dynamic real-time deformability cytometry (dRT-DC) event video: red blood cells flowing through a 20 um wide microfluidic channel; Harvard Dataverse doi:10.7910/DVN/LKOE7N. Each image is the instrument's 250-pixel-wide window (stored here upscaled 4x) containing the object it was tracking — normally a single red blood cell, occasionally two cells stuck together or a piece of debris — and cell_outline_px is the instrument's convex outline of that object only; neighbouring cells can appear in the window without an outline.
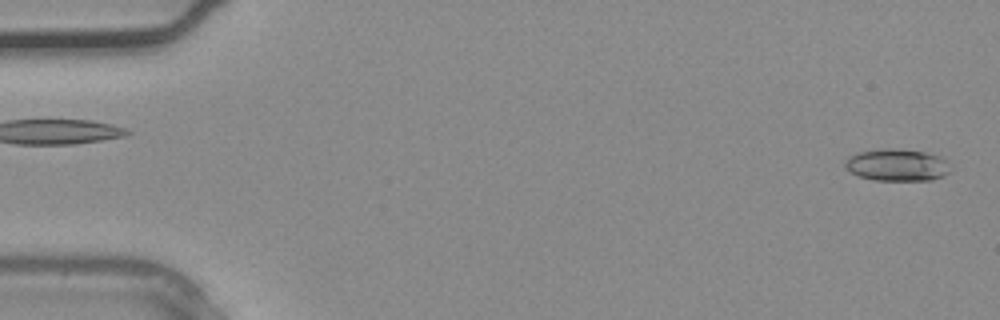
{"species": "common noctule bat (a hibernating species)", "species_latin": "Nyctalus noctula", "temperature_condition": "warm", "stored_images_in_passage": 37, "camera_frame_rate_fps": 3000, "um_per_image_px": 0.085, "animal": {"sex": "male", "body_mass_g": 20.4}, "frame": {"image": 1, "passage_image": 1, "time_ms": 0.0, "image_size_px": [1000, 320], "cell_outline_px": [[948, 172], [944, 176], [932, 180], [872, 180], [860, 176], [844, 168], [844, 160], [848, 156], [860, 152], [880, 148], [892, 148], [924, 152], [940, 156], [944, 160]], "centroid_in_image_um": [76.17, 14.02], "position_along_channel_um": 8.8, "area_um2": 19.54}}
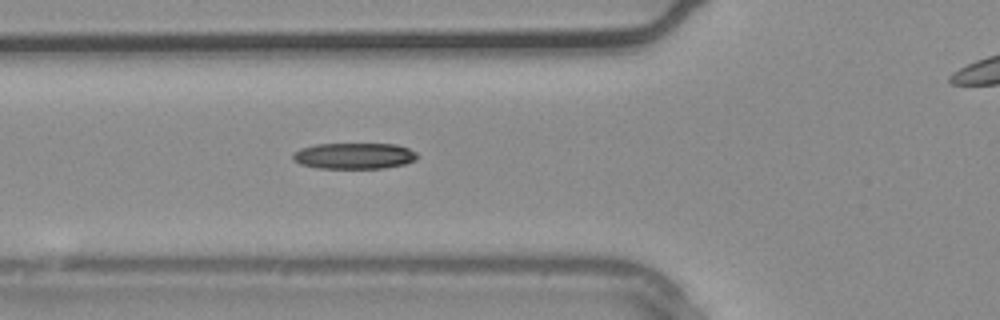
{"frame": {"image": 2, "passage_image": 13, "time_ms": 4.0, "image_size_px": [1000, 320], "cell_outline_px": [[420, 156], [416, 160], [404, 164], [384, 168], [316, 168], [300, 164], [292, 160], [292, 152], [300, 148], [316, 144], [396, 144], [408, 148], [416, 152]], "centroid_in_image_um": [30.09, 13.25], "position_along_channel_um": 95.7, "area_um2": 19.13}}